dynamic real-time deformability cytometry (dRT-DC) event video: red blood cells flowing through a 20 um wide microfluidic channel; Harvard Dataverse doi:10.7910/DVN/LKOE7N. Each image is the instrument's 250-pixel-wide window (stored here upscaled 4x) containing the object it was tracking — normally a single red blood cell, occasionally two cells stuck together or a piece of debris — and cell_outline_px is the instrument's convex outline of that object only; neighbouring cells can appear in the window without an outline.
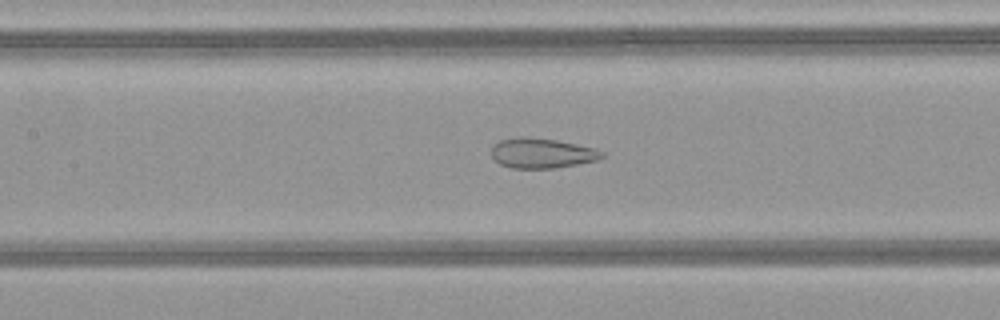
{"species": "common noctule bat (a hibernating species)", "species_latin": "Nyctalus noctula", "temperature_condition": "warm", "stored_images_in_passage": 33, "camera_frame_rate_fps": 3000, "um_per_image_px": 0.085, "animal": {"sex": "female", "body_mass_g": 21.9}, "frame": {"image": 1, "passage_image": 7, "time_ms": 2.0, "image_size_px": [1000, 320], "cell_outline_px": [[604, 156], [596, 160], [556, 168], [512, 168], [500, 164], [492, 156], [492, 148], [500, 140], [520, 136], [556, 140], [596, 148], [604, 152]], "centroid_in_image_um": [46.07, 13.02], "position_along_channel_um": 161.3, "area_um2": 19.13}}
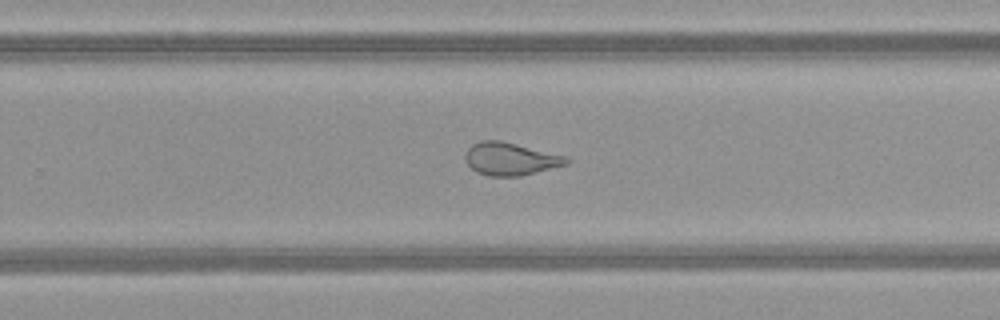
{"frame": {"image": 2, "passage_image": 16, "time_ms": 5.0, "image_size_px": [1000, 320], "cell_outline_px": [[572, 160], [568, 164], [520, 176], [488, 176], [476, 172], [468, 164], [464, 156], [468, 148], [472, 144], [480, 140], [500, 140], [568, 156]], "centroid_in_image_um": [43.41, 13.5], "position_along_channel_um": 286.4, "area_um2": 19.42}}
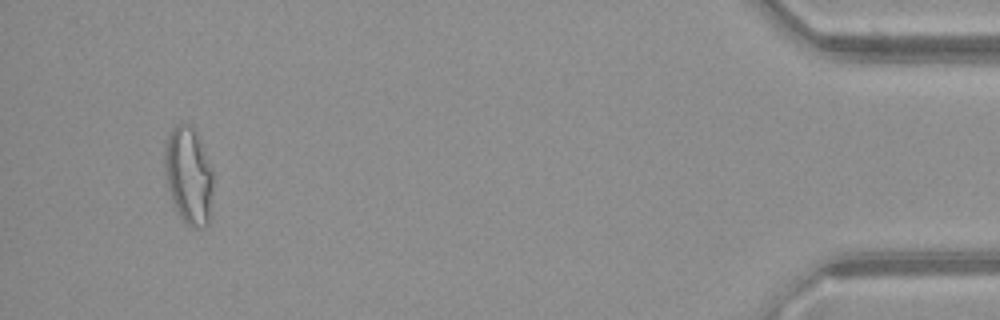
{"frame": {"image": 3, "passage_image": 31, "time_ms": 10.0, "image_size_px": [1000, 320], "cell_outline_px": [[212, 192], [208, 224], [204, 228], [192, 228], [176, 212], [172, 204], [164, 172], [164, 148], [172, 128], [176, 124], [192, 124], [200, 140], [212, 168]], "centroid_in_image_um": [16.02, 14.92], "position_along_channel_um": 419.2, "area_um2": 27.69}}